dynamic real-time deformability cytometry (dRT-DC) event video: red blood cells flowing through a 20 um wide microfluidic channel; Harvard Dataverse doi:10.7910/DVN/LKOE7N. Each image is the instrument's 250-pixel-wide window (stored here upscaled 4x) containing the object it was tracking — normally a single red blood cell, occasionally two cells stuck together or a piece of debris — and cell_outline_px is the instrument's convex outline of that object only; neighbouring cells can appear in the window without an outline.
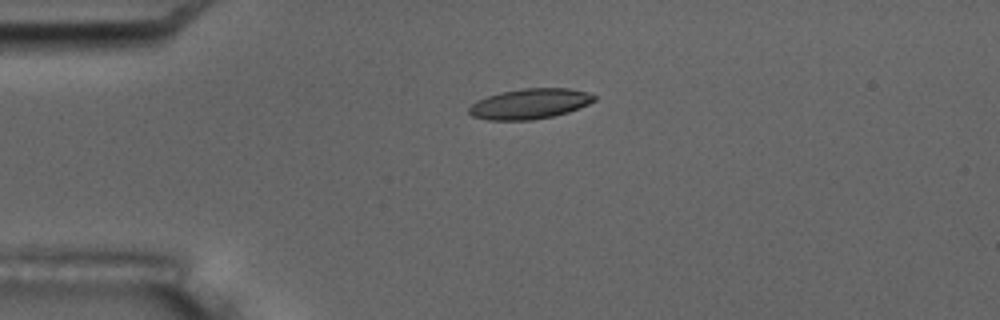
{"species": "common noctule bat (a hibernating species)", "species_latin": "Nyctalus noctula", "temperature_condition": "room temperature", "stored_images_in_passage": 5, "camera_frame_rate_fps": 3000, "um_per_image_px": 0.085, "animal": {"sex": "male", "body_mass_g": 17.5, "forearm_length_mm": 52.3}, "frame": {"image": 1, "passage_image": 4, "time_ms": 3.333, "image_size_px": [1000, 320], "cell_outline_px": [[596, 100], [580, 108], [568, 112], [552, 116], [532, 120], [488, 120], [472, 116], [468, 112], [468, 108], [476, 100], [500, 92], [520, 88], [568, 88], [584, 92], [596, 96]], "centroid_in_image_um": [45.0, 8.82], "position_along_channel_um": 40.0, "area_um2": 22.14}}